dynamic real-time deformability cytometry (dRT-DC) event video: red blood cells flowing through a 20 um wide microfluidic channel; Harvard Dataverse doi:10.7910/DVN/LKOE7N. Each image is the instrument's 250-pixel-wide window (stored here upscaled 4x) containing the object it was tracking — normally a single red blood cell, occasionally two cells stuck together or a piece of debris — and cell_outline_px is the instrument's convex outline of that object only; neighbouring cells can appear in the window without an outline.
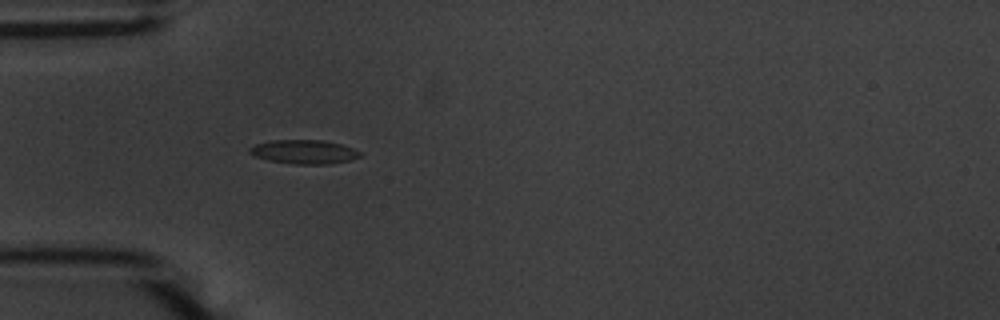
{"species": "common noctule bat (a hibernating species)", "species_latin": "Nyctalus noctula", "temperature_condition": "warm", "stored_images_in_passage": 33, "camera_frame_rate_fps": 3000, "um_per_image_px": 0.085, "animal": {"sex": "male", "body_mass_g": 20.1, "forearm_length_mm": 53.5}, "frame": {"image": 1, "passage_image": 1, "time_ms": 0.0, "image_size_px": [1000, 320], "cell_outline_px": [[360, 156], [352, 160], [328, 164], [296, 164], [268, 160], [252, 156], [248, 152], [248, 148], [256, 144], [272, 140], [324, 140], [340, 144], [352, 148], [360, 152]], "centroid_in_image_um": [25.81, 12.91], "position_along_channel_um": 59.2, "area_um2": 15.43}}
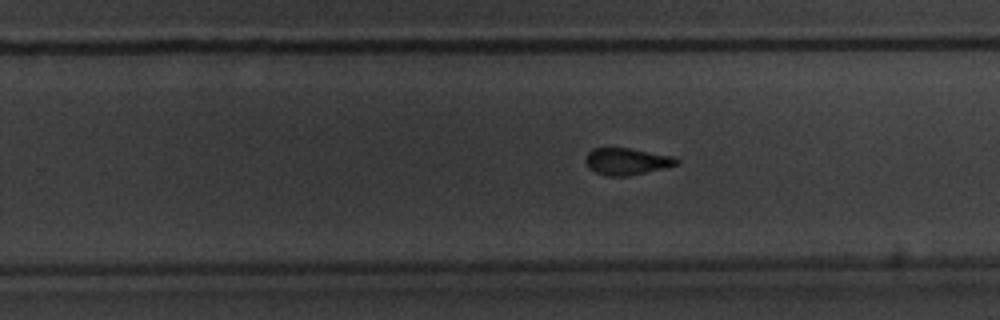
{"frame": {"image": 2, "passage_image": 19, "time_ms": 6.0, "image_size_px": [1000, 320], "cell_outline_px": [[680, 164], [664, 168], [628, 176], [608, 176], [596, 172], [588, 168], [584, 160], [588, 152], [592, 148], [628, 148], [672, 156], [680, 160]], "centroid_in_image_um": [53.26, 13.72], "position_along_channel_um": 276.5, "area_um2": 14.22}}
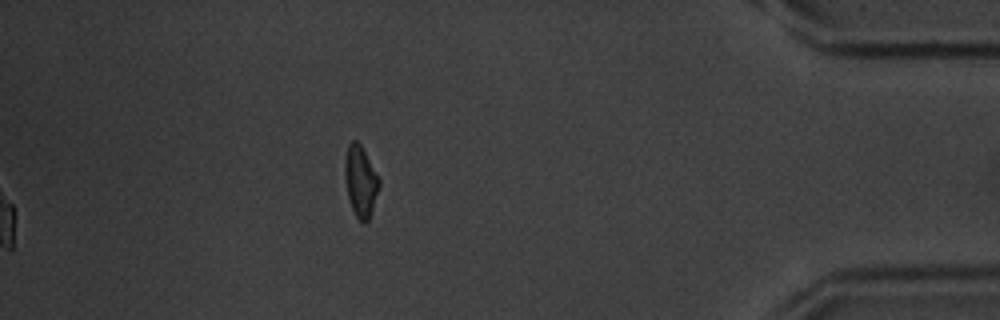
{"frame": {"image": 3, "passage_image": 33, "time_ms": 10.667, "image_size_px": [1000, 320], "cell_outline_px": [[380, 184], [368, 220], [364, 224], [356, 216], [352, 208], [348, 196], [344, 172], [344, 160], [348, 144], [352, 140], [356, 140], [360, 144], [380, 180]], "centroid_in_image_um": [30.63, 15.38], "position_along_channel_um": 404.6, "area_um2": 13.87}, "authors_computed_cell_mechanics": {"area_um2": 15.028, "velocity_mm_per_s": 3.6764, "shape_relaxation_time_tau1_ms": 3.1494, "shape_relaxation_time_tau2_ms": 1.1463, "deformation_change_tau1": 0.1478, "deformation_change_tau2": 0.0742}}